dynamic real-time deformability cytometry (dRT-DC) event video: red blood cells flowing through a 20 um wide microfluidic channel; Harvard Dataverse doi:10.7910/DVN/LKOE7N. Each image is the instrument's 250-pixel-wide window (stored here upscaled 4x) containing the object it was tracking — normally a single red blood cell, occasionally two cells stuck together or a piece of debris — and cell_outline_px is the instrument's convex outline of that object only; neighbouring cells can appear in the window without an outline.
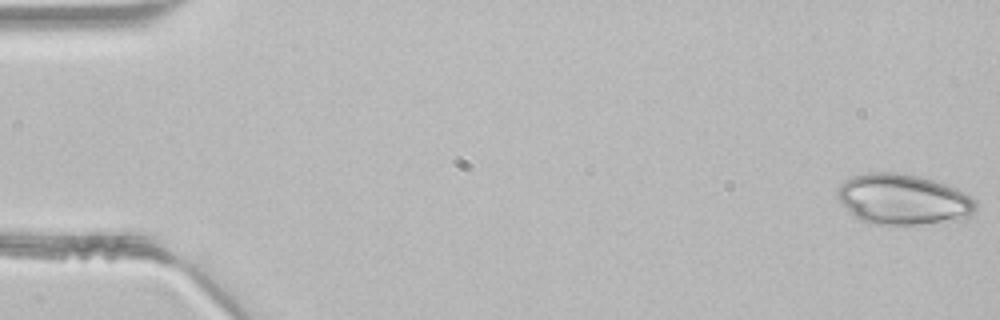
{"species": "common noctule bat (a hibernating species)", "species_latin": "Nyctalus noctula", "temperature_condition": "room temperature", "stored_images_in_passage": 46, "camera_frame_rate_fps": 3000, "um_per_image_px": 0.085, "animal": {"sex": "male", "body_mass_g": 21.5, "forearm_length_mm": 52.0}, "frame": {"image": 1, "passage_image": 1, "time_ms": 0.0, "image_size_px": [1000, 320], "cell_outline_px": [[976, 212], [964, 220], [920, 224], [872, 224], [856, 216], [836, 196], [836, 192], [840, 184], [844, 180], [852, 176], [864, 172], [896, 172], [920, 176], [956, 188], [972, 196], [976, 200]], "centroid_in_image_um": [76.82, 16.94], "position_along_channel_um": 8.2, "area_um2": 40.92}}
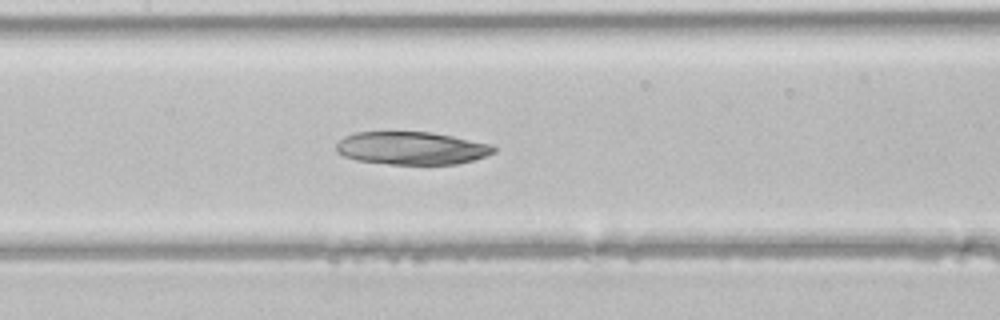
{"frame": {"image": 2, "passage_image": 22, "time_ms": 7.0, "image_size_px": [1000, 320], "cell_outline_px": [[496, 152], [472, 160], [456, 164], [388, 164], [356, 160], [344, 156], [336, 152], [336, 144], [344, 136], [356, 132], [432, 132], [492, 144], [496, 148]], "centroid_in_image_um": [34.97, 12.59], "position_along_channel_um": 172.4, "area_um2": 30.17}}
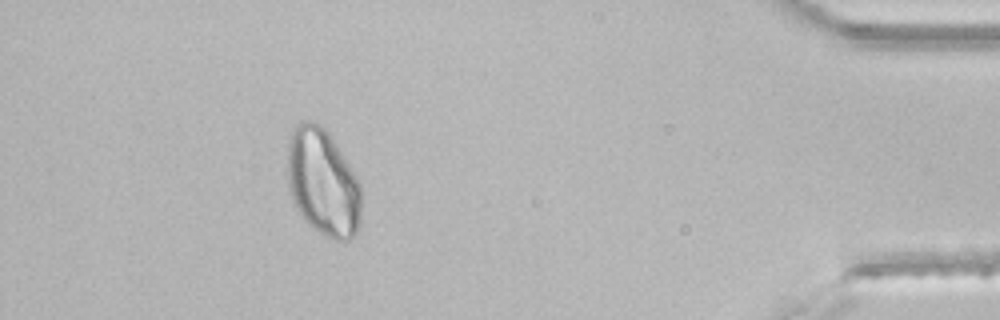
{"frame": {"image": 3, "passage_image": 42, "time_ms": 13.667, "image_size_px": [1000, 320], "cell_outline_px": [[360, 220], [356, 232], [348, 240], [336, 240], [320, 232], [308, 224], [304, 220], [292, 200], [288, 184], [288, 136], [296, 124], [300, 120], [312, 120], [320, 124], [332, 136], [360, 184]], "centroid_in_image_um": [27.42, 15.46], "position_along_channel_um": 407.8, "area_um2": 46.07}}